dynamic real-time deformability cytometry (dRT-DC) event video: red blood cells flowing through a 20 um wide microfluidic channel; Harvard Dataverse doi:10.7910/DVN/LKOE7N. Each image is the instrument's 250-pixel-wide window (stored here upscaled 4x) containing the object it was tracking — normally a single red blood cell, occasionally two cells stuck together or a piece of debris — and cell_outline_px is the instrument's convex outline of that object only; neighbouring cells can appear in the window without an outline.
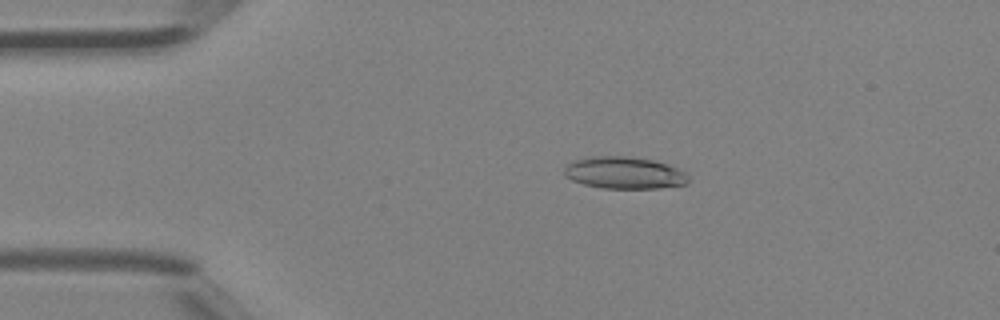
{"species": "Egyptian fruit bat (a non-hibernating species)", "species_latin": "Rousettus aegyptiacus", "temperature_condition": "room temperature", "stored_images_in_passage": 32, "camera_frame_rate_fps": 3000, "um_per_image_px": 0.085, "animal": {"sex": "female"}, "frame": {"image": 1, "passage_image": 2, "time_ms": 0.333, "image_size_px": [1000, 320], "cell_outline_px": [[688, 184], [660, 188], [604, 188], [584, 184], [572, 180], [564, 176], [564, 168], [568, 164], [576, 160], [592, 156], [624, 156], [656, 160], [676, 168], [684, 172], [688, 176]], "centroid_in_image_um": [53.07, 14.69], "position_along_channel_um": 31.9, "area_um2": 23.06}}
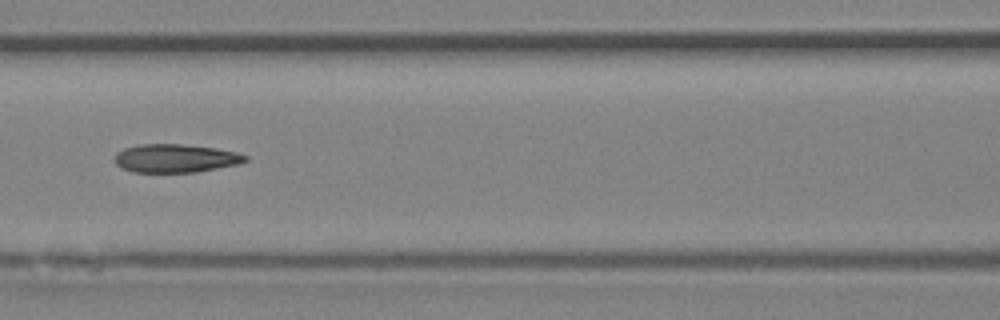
{"frame": {"image": 2, "passage_image": 13, "time_ms": 4.0, "image_size_px": [1000, 320], "cell_outline_px": [[248, 160], [240, 164], [196, 172], [132, 172], [120, 168], [112, 160], [116, 152], [124, 148], [140, 144], [180, 144], [216, 148], [236, 152], [248, 156]], "centroid_in_image_um": [14.88, 13.46], "position_along_channel_um": 151.7, "area_um2": 21.85}}
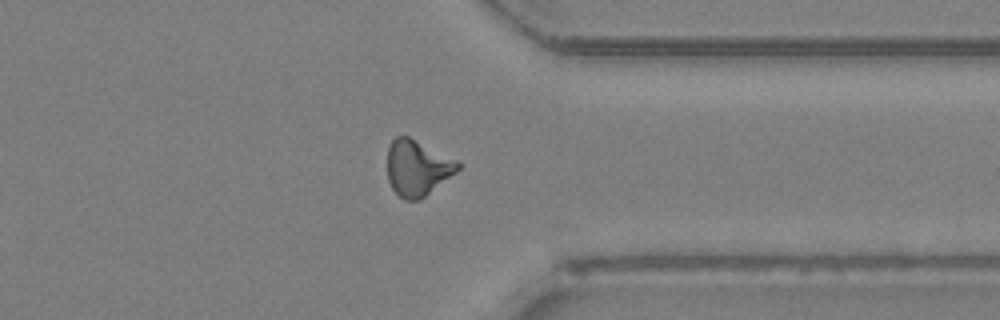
{"frame": {"image": 3, "passage_image": 28, "time_ms": 9.0, "image_size_px": [1000, 320], "cell_outline_px": [[460, 168], [456, 172], [420, 200], [404, 200], [392, 188], [388, 180], [388, 148], [392, 140], [396, 136], [408, 136], [456, 160], [460, 164]], "centroid_in_image_um": [35.46, 14.28], "position_along_channel_um": 375.9, "area_um2": 22.6}, "authors_computed_cell_mechanics": {"area_um2": 22.1663, "velocity_mm_per_s": 4.5723, "shape_relaxation_time_tau1_ms": null, "shape_relaxation_time_tau2_ms": 3.6065, "deformation_change_tau1": null, "deformation_change_tau2": 0.133}}